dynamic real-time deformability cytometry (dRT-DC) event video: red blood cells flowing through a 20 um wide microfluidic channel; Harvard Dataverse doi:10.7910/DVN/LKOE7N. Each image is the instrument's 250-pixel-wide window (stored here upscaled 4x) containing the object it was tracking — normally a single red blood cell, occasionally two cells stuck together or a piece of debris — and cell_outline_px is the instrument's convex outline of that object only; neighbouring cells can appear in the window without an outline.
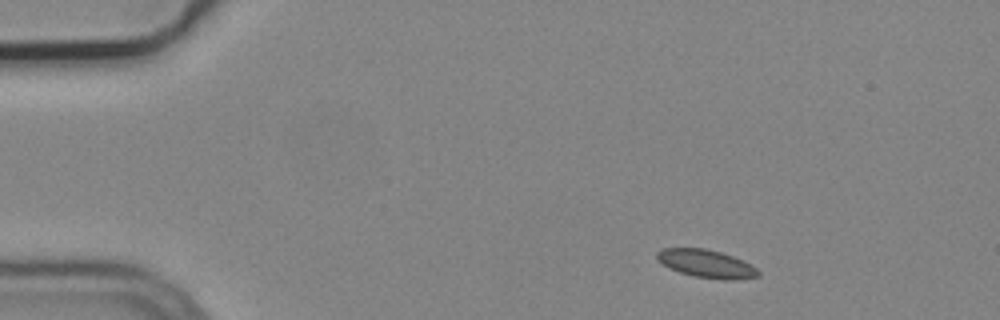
{"species": "common noctule bat (a hibernating species)", "species_latin": "Nyctalus noctula", "temperature_condition": "cold", "stored_images_in_passage": 8, "camera_frame_rate_fps": 3000, "um_per_image_px": 0.085, "animal": {"sex": "male", "body_mass_g": 19.2, "forearm_length_mm": 51.8}, "frame": {"image": 1, "passage_image": 1, "time_ms": 0.0, "image_size_px": [1000, 320], "cell_outline_px": [[760, 276], [736, 280], [724, 280], [696, 276], [680, 272], [668, 268], [656, 256], [656, 252], [660, 248], [704, 248], [720, 252], [732, 256], [756, 268], [760, 272]], "centroid_in_image_um": [60.03, 22.41], "position_along_channel_um": 25.0, "area_um2": 16.3}}
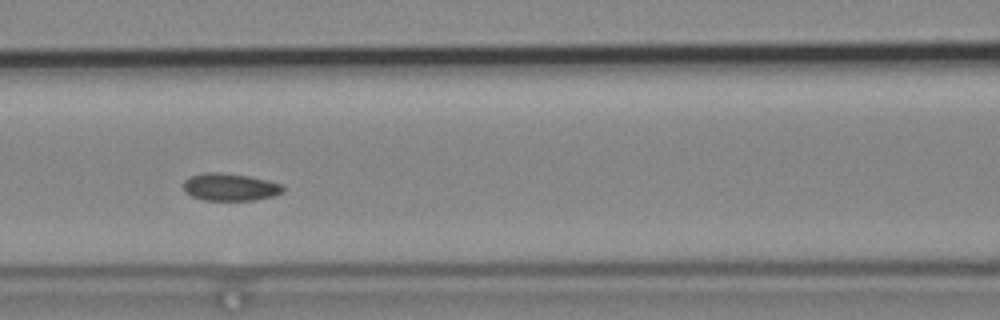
{"frame": {"image": 2, "passage_image": 5, "time_ms": 1.333, "image_size_px": [1000, 320], "cell_outline_px": [[284, 192], [272, 196], [256, 200], [204, 200], [192, 196], [184, 188], [184, 180], [188, 176], [204, 172], [220, 172], [248, 176], [268, 180], [280, 184], [284, 188]], "centroid_in_image_um": [19.55, 15.89], "position_along_channel_um": 147.0, "area_um2": 15.9}}
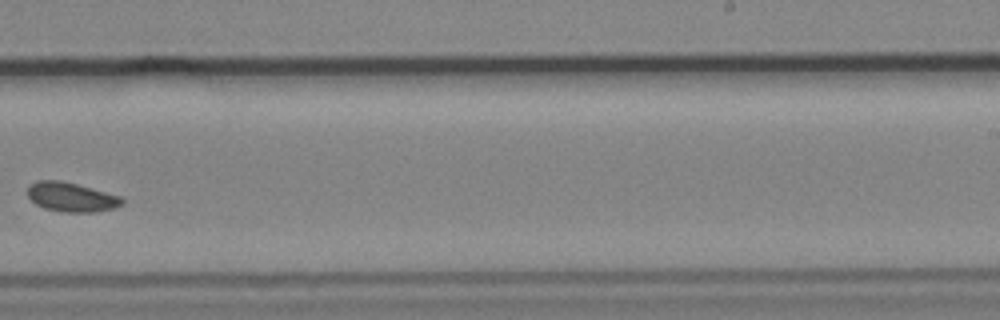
{"frame": {"image": 3, "passage_image": 8, "time_ms": 2.333, "image_size_px": [1000, 320], "cell_outline_px": [[124, 204], [116, 208], [96, 212], [64, 212], [44, 208], [36, 204], [28, 196], [28, 188], [36, 180], [60, 180], [76, 184], [120, 196], [124, 200]], "centroid_in_image_um": [6.09, 16.76], "position_along_channel_um": 282.9, "area_um2": 16.07}}